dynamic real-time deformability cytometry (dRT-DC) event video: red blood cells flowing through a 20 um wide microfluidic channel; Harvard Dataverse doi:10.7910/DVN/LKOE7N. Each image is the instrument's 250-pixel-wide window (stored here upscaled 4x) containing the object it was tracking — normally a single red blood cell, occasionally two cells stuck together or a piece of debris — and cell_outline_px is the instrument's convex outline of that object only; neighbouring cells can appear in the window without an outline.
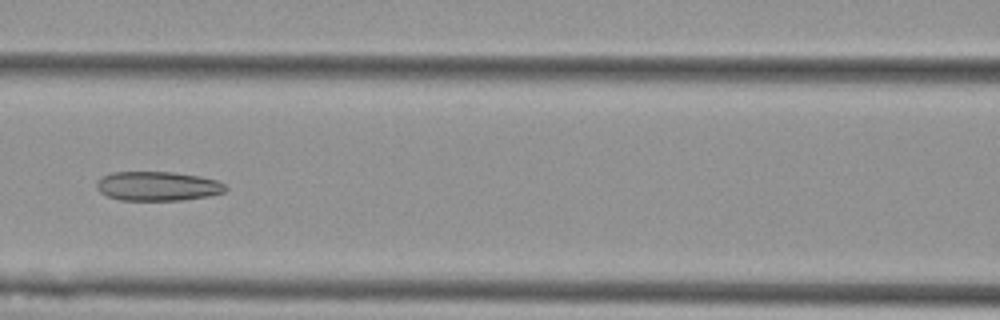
{"species": "Egyptian fruit bat (a non-hibernating species)", "species_latin": "Rousettus aegyptiacus", "temperature_condition": "cold", "stored_images_in_passage": 8, "camera_frame_rate_fps": 3000, "um_per_image_px": 0.085, "animal": {"sex": "female"}, "frame": {"image": 1, "passage_image": 6, "time_ms": 1.667, "image_size_px": [1000, 320], "cell_outline_px": [[228, 188], [224, 192], [208, 196], [180, 200], [120, 200], [108, 196], [100, 192], [96, 188], [96, 184], [104, 176], [112, 172], [172, 172], [200, 176], [216, 180], [224, 184]], "centroid_in_image_um": [13.41, 15.82], "position_along_channel_um": 153.2, "area_um2": 21.85}}
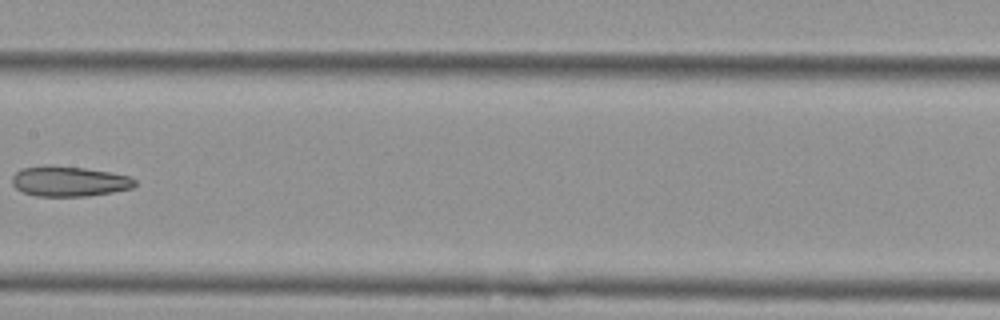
{"frame": {"image": 2, "passage_image": 7, "time_ms": 2.0, "image_size_px": [1000, 320], "cell_outline_px": [[136, 184], [132, 188], [112, 192], [88, 196], [36, 196], [24, 192], [16, 188], [12, 184], [12, 176], [16, 172], [24, 168], [48, 164], [52, 164], [84, 168], [112, 172], [128, 176], [136, 180]], "centroid_in_image_um": [5.87, 15.4], "position_along_channel_um": 201.5, "area_um2": 21.73}}
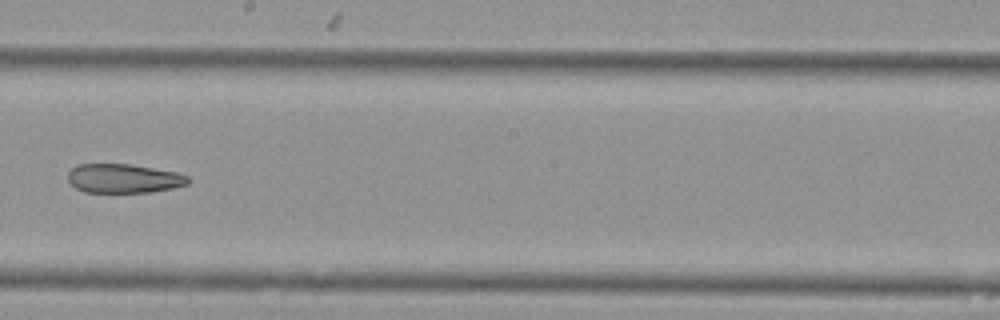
{"frame": {"image": 3, "passage_image": 8, "time_ms": 2.333, "image_size_px": [1000, 320], "cell_outline_px": [[192, 180], [188, 184], [172, 188], [152, 192], [84, 192], [76, 188], [68, 180], [68, 172], [72, 168], [80, 164], [128, 164], [176, 172], [188, 176]], "centroid_in_image_um": [10.53, 15.17], "position_along_channel_um": 237.7, "area_um2": 20.29}}